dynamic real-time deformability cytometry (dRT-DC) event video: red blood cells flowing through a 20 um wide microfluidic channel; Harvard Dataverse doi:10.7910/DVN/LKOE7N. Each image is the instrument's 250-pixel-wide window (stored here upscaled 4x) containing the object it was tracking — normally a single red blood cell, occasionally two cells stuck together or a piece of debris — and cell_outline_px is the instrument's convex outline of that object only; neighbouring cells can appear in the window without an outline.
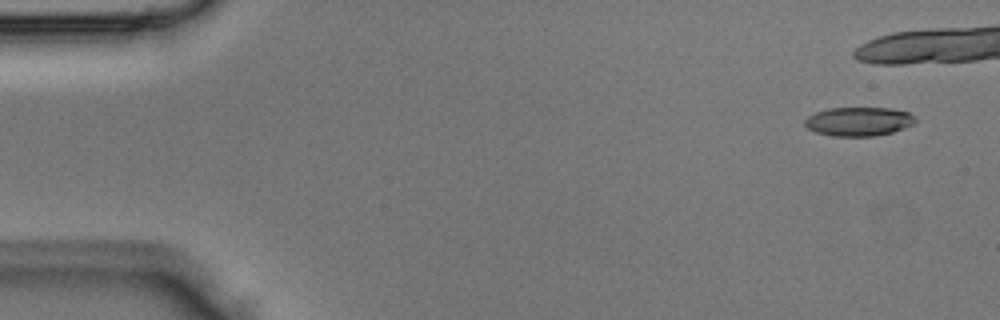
{"species": "Egyptian fruit bat (a non-hibernating species)", "species_latin": "Rousettus aegyptiacus", "temperature_condition": "room temperature", "stored_images_in_passage": 9, "segment_of_instrument_passage": [1, 2], "camera_frame_rate_fps": 3000, "um_per_image_px": 0.085, "animal": {"sex": "male"}, "frame": {"image": 1, "passage_image": 1, "time_ms": 0.0, "image_size_px": [1000, 320], "cell_outline_px": [[916, 120], [912, 124], [892, 132], [876, 136], [832, 136], [816, 132], [808, 128], [804, 124], [804, 120], [808, 116], [816, 112], [828, 108], [892, 108], [908, 112]], "centroid_in_image_um": [72.95, 10.32], "position_along_channel_um": 12.0, "area_um2": 18.5}}
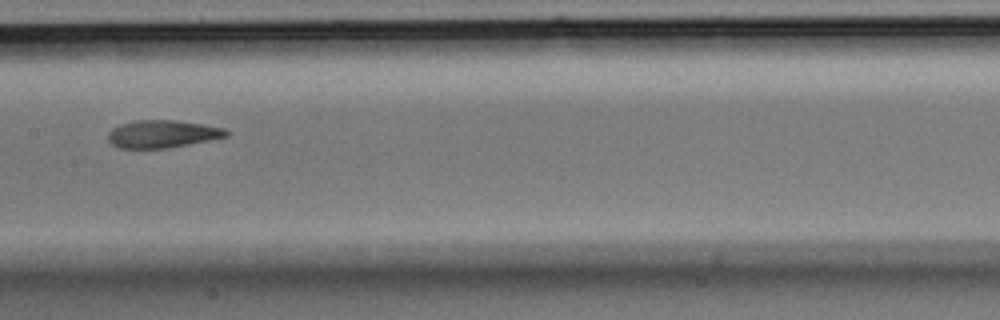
{"frame": {"image": 2, "passage_image": 7, "time_ms": 2.0, "image_size_px": [1000, 320], "cell_outline_px": [[228, 136], [168, 148], [120, 148], [112, 144], [108, 140], [108, 132], [112, 128], [120, 124], [136, 120], [176, 120], [204, 124], [224, 128], [228, 132]], "centroid_in_image_um": [13.78, 11.38], "position_along_channel_um": 193.6, "area_um2": 18.96}}
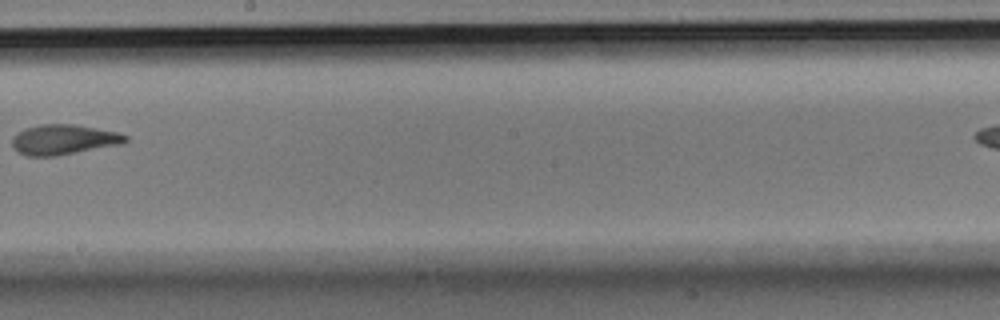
{"frame": {"image": 3, "passage_image": 8, "time_ms": 2.333, "image_size_px": [1000, 320], "cell_outline_px": [[128, 140], [120, 144], [56, 156], [28, 156], [12, 148], [12, 136], [28, 128], [40, 124], [72, 124], [96, 128], [116, 132], [128, 136]], "centroid_in_image_um": [5.39, 11.87], "position_along_channel_um": 242.8, "area_um2": 19.59}}